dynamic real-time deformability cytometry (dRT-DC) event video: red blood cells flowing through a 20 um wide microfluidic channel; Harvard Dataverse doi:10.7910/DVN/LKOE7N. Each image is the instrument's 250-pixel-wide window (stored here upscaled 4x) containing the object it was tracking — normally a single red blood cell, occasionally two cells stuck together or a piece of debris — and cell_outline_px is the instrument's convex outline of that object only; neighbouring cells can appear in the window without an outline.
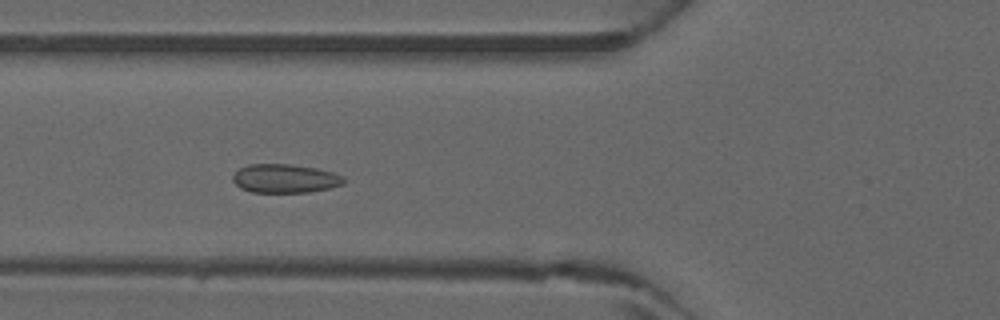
{"species": "common noctule bat (a hibernating species)", "species_latin": "Nyctalus noctula", "temperature_condition": "warm", "stored_images_in_passage": 4, "camera_frame_rate_fps": 3000, "um_per_image_px": 0.085, "animal": {"sex": "male", "forearm_length_mm": 52.5}, "frame": {"image": 1, "passage_image": 4, "time_ms": 1.0, "image_size_px": [1000, 320], "cell_outline_px": [[344, 184], [328, 188], [308, 192], [252, 192], [240, 188], [232, 180], [232, 176], [240, 168], [248, 164], [288, 164], [316, 168], [332, 172], [344, 176]], "centroid_in_image_um": [24.21, 15.17], "position_along_channel_um": 101.6, "area_um2": 18.5}}